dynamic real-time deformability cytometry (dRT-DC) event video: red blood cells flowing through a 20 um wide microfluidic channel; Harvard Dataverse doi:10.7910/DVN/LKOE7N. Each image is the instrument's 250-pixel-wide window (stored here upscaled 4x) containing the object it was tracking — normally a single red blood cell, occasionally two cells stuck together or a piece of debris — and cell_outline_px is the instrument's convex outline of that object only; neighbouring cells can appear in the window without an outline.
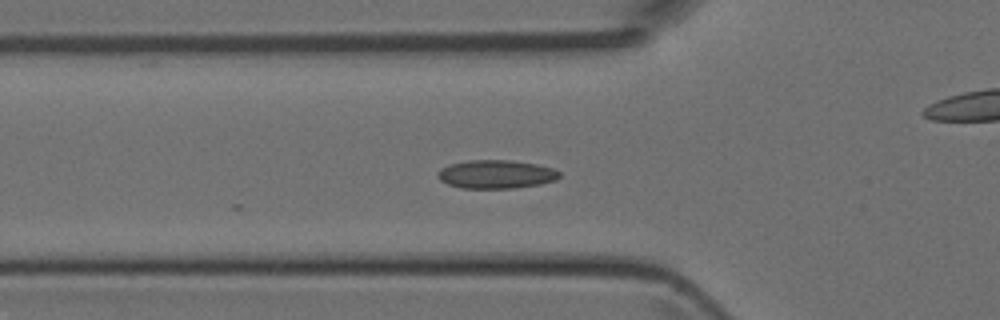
{"species": "Egyptian fruit bat (a non-hibernating species)", "species_latin": "Rousettus aegyptiacus", "temperature_condition": "room temperature", "stored_images_in_passage": 7, "camera_frame_rate_fps": 3000, "um_per_image_px": 0.085, "animal": {"sex": "female"}, "frame": {"image": 1, "passage_image": 2, "time_ms": 0.333, "image_size_px": [1000, 320], "cell_outline_px": [[560, 176], [556, 180], [540, 184], [512, 188], [460, 188], [448, 184], [440, 180], [436, 176], [436, 172], [440, 168], [448, 164], [468, 160], [508, 160], [536, 164], [552, 168], [560, 172]], "centroid_in_image_um": [42.12, 14.81], "position_along_channel_um": 83.7, "area_um2": 20.29}}
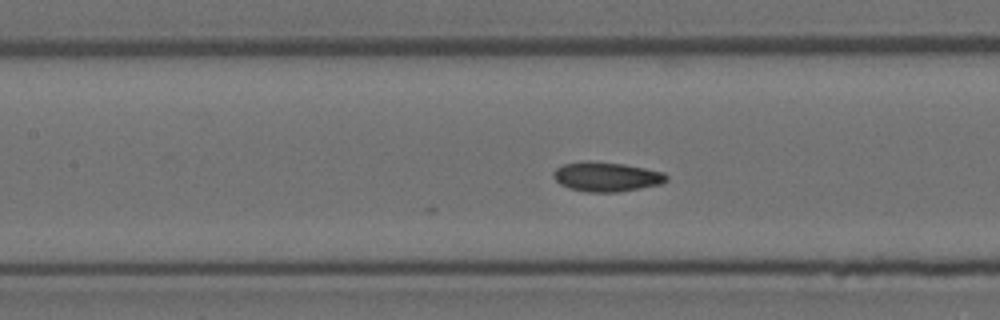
{"frame": {"image": 2, "passage_image": 7, "time_ms": 2.0, "image_size_px": [1000, 320], "cell_outline_px": [[668, 180], [660, 184], [640, 188], [616, 192], [588, 192], [568, 188], [560, 184], [552, 176], [552, 172], [556, 168], [564, 164], [584, 160], [588, 160], [624, 164], [664, 172], [668, 176]], "centroid_in_image_um": [51.52, 15.01], "position_along_channel_um": 155.9, "area_um2": 19.54}}